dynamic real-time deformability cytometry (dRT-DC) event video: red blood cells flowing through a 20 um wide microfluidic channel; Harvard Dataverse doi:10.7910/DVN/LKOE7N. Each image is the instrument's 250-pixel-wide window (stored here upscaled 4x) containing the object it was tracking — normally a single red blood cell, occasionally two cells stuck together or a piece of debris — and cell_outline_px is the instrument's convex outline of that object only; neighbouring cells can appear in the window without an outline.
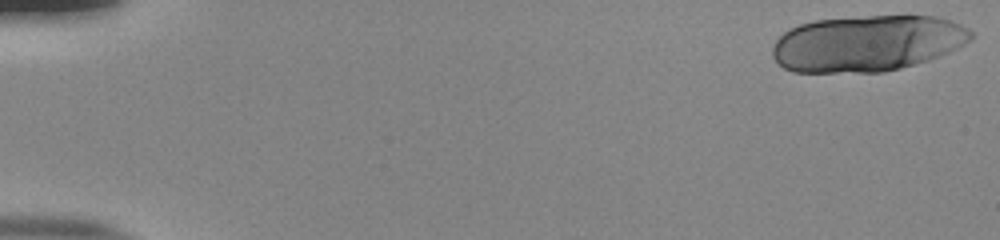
{"species": "human", "species_latin": "Homo sapiens", "temperature_condition": "room temperature", "stored_images_in_passage": 20, "camera_frame_rate_fps": 3000, "um_per_image_px": 0.085, "donor": {"sex": "male"}, "frame": {"image": 1, "passage_image": 1, "time_ms": 0.0, "image_size_px": [1000, 240], "cell_outline_px": [[972, 40], [940, 56], [928, 60], [900, 68], [884, 72], [792, 72], [784, 68], [772, 56], [772, 48], [776, 40], [784, 32], [800, 24], [816, 20], [868, 16], [936, 16], [960, 24], [968, 28], [972, 32]], "centroid_in_image_um": [73.71, 3.69], "position_along_channel_um": 11.3, "area_um2": 64.85}}